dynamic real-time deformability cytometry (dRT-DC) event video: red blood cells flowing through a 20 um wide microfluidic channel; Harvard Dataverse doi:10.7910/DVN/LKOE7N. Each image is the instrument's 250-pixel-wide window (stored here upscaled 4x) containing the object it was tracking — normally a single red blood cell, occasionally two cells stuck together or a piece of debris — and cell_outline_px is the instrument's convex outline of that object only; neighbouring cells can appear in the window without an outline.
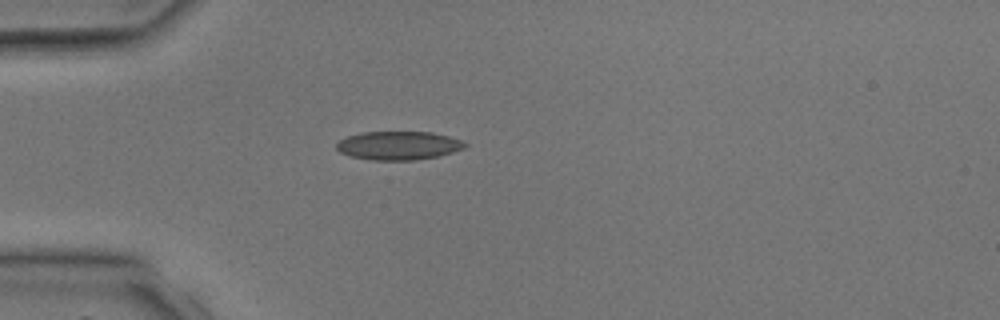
{"species": "common noctule bat (a hibernating species)", "species_latin": "Nyctalus noctula", "temperature_condition": "room temperature", "stored_images_in_passage": 1, "camera_frame_rate_fps": 3000, "um_per_image_px": 0.085, "animal": {"sex": "male", "body_mass_g": 17.9, "forearm_length_mm": 54.2}, "frame": {"image": 1, "passage_image": 1, "time_ms": 0.0, "image_size_px": [1000, 320], "cell_outline_px": [[468, 144], [464, 148], [452, 152], [436, 156], [416, 160], [372, 160], [352, 156], [340, 152], [336, 148], [336, 144], [340, 140], [348, 136], [360, 132], [432, 132], [448, 136], [460, 140]], "centroid_in_image_um": [33.86, 12.36], "position_along_channel_um": 51.1, "area_um2": 21.21}}